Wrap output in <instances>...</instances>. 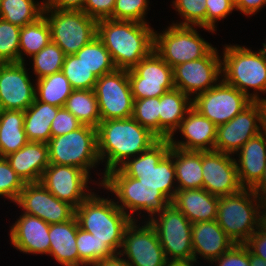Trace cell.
Masks as SVG:
<instances>
[{
    "label": "cell",
    "instance_id": "cell-43",
    "mask_svg": "<svg viewBox=\"0 0 266 266\" xmlns=\"http://www.w3.org/2000/svg\"><path fill=\"white\" fill-rule=\"evenodd\" d=\"M20 26L0 18V62H19Z\"/></svg>",
    "mask_w": 266,
    "mask_h": 266
},
{
    "label": "cell",
    "instance_id": "cell-37",
    "mask_svg": "<svg viewBox=\"0 0 266 266\" xmlns=\"http://www.w3.org/2000/svg\"><path fill=\"white\" fill-rule=\"evenodd\" d=\"M75 55L81 59L97 78L117 69L111 54L97 36L90 43L82 47Z\"/></svg>",
    "mask_w": 266,
    "mask_h": 266
},
{
    "label": "cell",
    "instance_id": "cell-47",
    "mask_svg": "<svg viewBox=\"0 0 266 266\" xmlns=\"http://www.w3.org/2000/svg\"><path fill=\"white\" fill-rule=\"evenodd\" d=\"M215 263V264H214ZM250 266L249 249L245 244H234L228 251L215 259L211 266Z\"/></svg>",
    "mask_w": 266,
    "mask_h": 266
},
{
    "label": "cell",
    "instance_id": "cell-17",
    "mask_svg": "<svg viewBox=\"0 0 266 266\" xmlns=\"http://www.w3.org/2000/svg\"><path fill=\"white\" fill-rule=\"evenodd\" d=\"M127 73L133 99L161 97L175 88L173 68L154 50Z\"/></svg>",
    "mask_w": 266,
    "mask_h": 266
},
{
    "label": "cell",
    "instance_id": "cell-45",
    "mask_svg": "<svg viewBox=\"0 0 266 266\" xmlns=\"http://www.w3.org/2000/svg\"><path fill=\"white\" fill-rule=\"evenodd\" d=\"M25 183L11 168L5 157H0V198L15 203Z\"/></svg>",
    "mask_w": 266,
    "mask_h": 266
},
{
    "label": "cell",
    "instance_id": "cell-52",
    "mask_svg": "<svg viewBox=\"0 0 266 266\" xmlns=\"http://www.w3.org/2000/svg\"><path fill=\"white\" fill-rule=\"evenodd\" d=\"M44 9L83 11L85 0H44Z\"/></svg>",
    "mask_w": 266,
    "mask_h": 266
},
{
    "label": "cell",
    "instance_id": "cell-28",
    "mask_svg": "<svg viewBox=\"0 0 266 266\" xmlns=\"http://www.w3.org/2000/svg\"><path fill=\"white\" fill-rule=\"evenodd\" d=\"M79 225L76 217L71 220L50 224V252L60 265L79 266V254L76 244V235Z\"/></svg>",
    "mask_w": 266,
    "mask_h": 266
},
{
    "label": "cell",
    "instance_id": "cell-40",
    "mask_svg": "<svg viewBox=\"0 0 266 266\" xmlns=\"http://www.w3.org/2000/svg\"><path fill=\"white\" fill-rule=\"evenodd\" d=\"M171 6L175 8L177 15L182 21L172 24L181 26H197L207 32L214 34L216 31L206 28V0H172Z\"/></svg>",
    "mask_w": 266,
    "mask_h": 266
},
{
    "label": "cell",
    "instance_id": "cell-36",
    "mask_svg": "<svg viewBox=\"0 0 266 266\" xmlns=\"http://www.w3.org/2000/svg\"><path fill=\"white\" fill-rule=\"evenodd\" d=\"M64 108L72 113L82 125L97 128L101 121L94 90H73Z\"/></svg>",
    "mask_w": 266,
    "mask_h": 266
},
{
    "label": "cell",
    "instance_id": "cell-5",
    "mask_svg": "<svg viewBox=\"0 0 266 266\" xmlns=\"http://www.w3.org/2000/svg\"><path fill=\"white\" fill-rule=\"evenodd\" d=\"M222 50V80L253 101H263L260 94H266V61L262 52L239 44H225Z\"/></svg>",
    "mask_w": 266,
    "mask_h": 266
},
{
    "label": "cell",
    "instance_id": "cell-24",
    "mask_svg": "<svg viewBox=\"0 0 266 266\" xmlns=\"http://www.w3.org/2000/svg\"><path fill=\"white\" fill-rule=\"evenodd\" d=\"M234 244L216 220L192 223L193 260L198 265V259L211 264Z\"/></svg>",
    "mask_w": 266,
    "mask_h": 266
},
{
    "label": "cell",
    "instance_id": "cell-4",
    "mask_svg": "<svg viewBox=\"0 0 266 266\" xmlns=\"http://www.w3.org/2000/svg\"><path fill=\"white\" fill-rule=\"evenodd\" d=\"M100 188L111 192V197L115 195L113 200L116 205L136 221H149L171 203L158 188L142 185L137 178L127 176L120 168L105 173Z\"/></svg>",
    "mask_w": 266,
    "mask_h": 266
},
{
    "label": "cell",
    "instance_id": "cell-21",
    "mask_svg": "<svg viewBox=\"0 0 266 266\" xmlns=\"http://www.w3.org/2000/svg\"><path fill=\"white\" fill-rule=\"evenodd\" d=\"M202 173L203 189L212 195H232L244 188L239 181L234 155L202 151Z\"/></svg>",
    "mask_w": 266,
    "mask_h": 266
},
{
    "label": "cell",
    "instance_id": "cell-13",
    "mask_svg": "<svg viewBox=\"0 0 266 266\" xmlns=\"http://www.w3.org/2000/svg\"><path fill=\"white\" fill-rule=\"evenodd\" d=\"M118 254L131 266H166L168 262L154 227L144 220H132L127 226Z\"/></svg>",
    "mask_w": 266,
    "mask_h": 266
},
{
    "label": "cell",
    "instance_id": "cell-22",
    "mask_svg": "<svg viewBox=\"0 0 266 266\" xmlns=\"http://www.w3.org/2000/svg\"><path fill=\"white\" fill-rule=\"evenodd\" d=\"M15 223L10 225L9 238L11 245L24 254L49 255L50 224L42 219L26 213H21Z\"/></svg>",
    "mask_w": 266,
    "mask_h": 266
},
{
    "label": "cell",
    "instance_id": "cell-8",
    "mask_svg": "<svg viewBox=\"0 0 266 266\" xmlns=\"http://www.w3.org/2000/svg\"><path fill=\"white\" fill-rule=\"evenodd\" d=\"M47 144L50 164L78 167L89 176L101 165L94 127L82 125L65 135L51 137Z\"/></svg>",
    "mask_w": 266,
    "mask_h": 266
},
{
    "label": "cell",
    "instance_id": "cell-31",
    "mask_svg": "<svg viewBox=\"0 0 266 266\" xmlns=\"http://www.w3.org/2000/svg\"><path fill=\"white\" fill-rule=\"evenodd\" d=\"M60 108L35 99L24 111V130L29 141L49 142L52 137L51 123Z\"/></svg>",
    "mask_w": 266,
    "mask_h": 266
},
{
    "label": "cell",
    "instance_id": "cell-7",
    "mask_svg": "<svg viewBox=\"0 0 266 266\" xmlns=\"http://www.w3.org/2000/svg\"><path fill=\"white\" fill-rule=\"evenodd\" d=\"M264 206L252 188H243L219 197L216 221L235 244H245L262 225Z\"/></svg>",
    "mask_w": 266,
    "mask_h": 266
},
{
    "label": "cell",
    "instance_id": "cell-11",
    "mask_svg": "<svg viewBox=\"0 0 266 266\" xmlns=\"http://www.w3.org/2000/svg\"><path fill=\"white\" fill-rule=\"evenodd\" d=\"M149 223L154 227L168 261L192 260V223L172 203Z\"/></svg>",
    "mask_w": 266,
    "mask_h": 266
},
{
    "label": "cell",
    "instance_id": "cell-16",
    "mask_svg": "<svg viewBox=\"0 0 266 266\" xmlns=\"http://www.w3.org/2000/svg\"><path fill=\"white\" fill-rule=\"evenodd\" d=\"M220 50L214 47L206 56L173 67V81L191 99L213 88L221 79Z\"/></svg>",
    "mask_w": 266,
    "mask_h": 266
},
{
    "label": "cell",
    "instance_id": "cell-18",
    "mask_svg": "<svg viewBox=\"0 0 266 266\" xmlns=\"http://www.w3.org/2000/svg\"><path fill=\"white\" fill-rule=\"evenodd\" d=\"M92 177L78 167L49 164L40 182L55 197L76 209L93 190L96 191L94 187L89 189L90 183L99 187Z\"/></svg>",
    "mask_w": 266,
    "mask_h": 266
},
{
    "label": "cell",
    "instance_id": "cell-59",
    "mask_svg": "<svg viewBox=\"0 0 266 266\" xmlns=\"http://www.w3.org/2000/svg\"><path fill=\"white\" fill-rule=\"evenodd\" d=\"M263 54V56H264V58H265V61H266V53H262Z\"/></svg>",
    "mask_w": 266,
    "mask_h": 266
},
{
    "label": "cell",
    "instance_id": "cell-51",
    "mask_svg": "<svg viewBox=\"0 0 266 266\" xmlns=\"http://www.w3.org/2000/svg\"><path fill=\"white\" fill-rule=\"evenodd\" d=\"M266 7V0H236L235 9L240 11L247 17L256 15L257 12L262 11L261 9Z\"/></svg>",
    "mask_w": 266,
    "mask_h": 266
},
{
    "label": "cell",
    "instance_id": "cell-53",
    "mask_svg": "<svg viewBox=\"0 0 266 266\" xmlns=\"http://www.w3.org/2000/svg\"><path fill=\"white\" fill-rule=\"evenodd\" d=\"M93 266H131L126 259L121 257L119 254H115L110 258L100 260Z\"/></svg>",
    "mask_w": 266,
    "mask_h": 266
},
{
    "label": "cell",
    "instance_id": "cell-26",
    "mask_svg": "<svg viewBox=\"0 0 266 266\" xmlns=\"http://www.w3.org/2000/svg\"><path fill=\"white\" fill-rule=\"evenodd\" d=\"M5 158L24 183L40 182L50 164L48 144L42 142L29 141L20 150Z\"/></svg>",
    "mask_w": 266,
    "mask_h": 266
},
{
    "label": "cell",
    "instance_id": "cell-38",
    "mask_svg": "<svg viewBox=\"0 0 266 266\" xmlns=\"http://www.w3.org/2000/svg\"><path fill=\"white\" fill-rule=\"evenodd\" d=\"M76 244L79 254V266H93L100 260L110 258L115 253L104 243L83 229H77Z\"/></svg>",
    "mask_w": 266,
    "mask_h": 266
},
{
    "label": "cell",
    "instance_id": "cell-29",
    "mask_svg": "<svg viewBox=\"0 0 266 266\" xmlns=\"http://www.w3.org/2000/svg\"><path fill=\"white\" fill-rule=\"evenodd\" d=\"M191 108L192 99L180 89L164 93L160 97V139H169Z\"/></svg>",
    "mask_w": 266,
    "mask_h": 266
},
{
    "label": "cell",
    "instance_id": "cell-49",
    "mask_svg": "<svg viewBox=\"0 0 266 266\" xmlns=\"http://www.w3.org/2000/svg\"><path fill=\"white\" fill-rule=\"evenodd\" d=\"M116 0H85L83 11L95 20L112 19Z\"/></svg>",
    "mask_w": 266,
    "mask_h": 266
},
{
    "label": "cell",
    "instance_id": "cell-39",
    "mask_svg": "<svg viewBox=\"0 0 266 266\" xmlns=\"http://www.w3.org/2000/svg\"><path fill=\"white\" fill-rule=\"evenodd\" d=\"M65 54L62 49L52 41L42 48L37 54L29 59V65L32 64V75L35 80L52 75L62 70Z\"/></svg>",
    "mask_w": 266,
    "mask_h": 266
},
{
    "label": "cell",
    "instance_id": "cell-48",
    "mask_svg": "<svg viewBox=\"0 0 266 266\" xmlns=\"http://www.w3.org/2000/svg\"><path fill=\"white\" fill-rule=\"evenodd\" d=\"M81 126L82 123L72 113L61 107L51 123V134L52 137L65 135Z\"/></svg>",
    "mask_w": 266,
    "mask_h": 266
},
{
    "label": "cell",
    "instance_id": "cell-23",
    "mask_svg": "<svg viewBox=\"0 0 266 266\" xmlns=\"http://www.w3.org/2000/svg\"><path fill=\"white\" fill-rule=\"evenodd\" d=\"M217 126L206 117L191 108L180 127L169 138L171 146L185 151H213ZM181 134V140L174 136Z\"/></svg>",
    "mask_w": 266,
    "mask_h": 266
},
{
    "label": "cell",
    "instance_id": "cell-50",
    "mask_svg": "<svg viewBox=\"0 0 266 266\" xmlns=\"http://www.w3.org/2000/svg\"><path fill=\"white\" fill-rule=\"evenodd\" d=\"M249 251L266 261V228L261 225L245 243Z\"/></svg>",
    "mask_w": 266,
    "mask_h": 266
},
{
    "label": "cell",
    "instance_id": "cell-34",
    "mask_svg": "<svg viewBox=\"0 0 266 266\" xmlns=\"http://www.w3.org/2000/svg\"><path fill=\"white\" fill-rule=\"evenodd\" d=\"M1 0L0 18L23 27L36 21L43 15L44 0Z\"/></svg>",
    "mask_w": 266,
    "mask_h": 266
},
{
    "label": "cell",
    "instance_id": "cell-32",
    "mask_svg": "<svg viewBox=\"0 0 266 266\" xmlns=\"http://www.w3.org/2000/svg\"><path fill=\"white\" fill-rule=\"evenodd\" d=\"M28 142L24 130V111L1 110L0 157L20 150Z\"/></svg>",
    "mask_w": 266,
    "mask_h": 266
},
{
    "label": "cell",
    "instance_id": "cell-2",
    "mask_svg": "<svg viewBox=\"0 0 266 266\" xmlns=\"http://www.w3.org/2000/svg\"><path fill=\"white\" fill-rule=\"evenodd\" d=\"M136 21L101 19L97 37L111 54L117 69H132L154 50L155 30Z\"/></svg>",
    "mask_w": 266,
    "mask_h": 266
},
{
    "label": "cell",
    "instance_id": "cell-20",
    "mask_svg": "<svg viewBox=\"0 0 266 266\" xmlns=\"http://www.w3.org/2000/svg\"><path fill=\"white\" fill-rule=\"evenodd\" d=\"M15 205L22 213L36 216L48 224L69 221L75 216V208L55 197L41 182L25 183Z\"/></svg>",
    "mask_w": 266,
    "mask_h": 266
},
{
    "label": "cell",
    "instance_id": "cell-15",
    "mask_svg": "<svg viewBox=\"0 0 266 266\" xmlns=\"http://www.w3.org/2000/svg\"><path fill=\"white\" fill-rule=\"evenodd\" d=\"M264 129L263 102L253 101L233 119L217 126L214 150L234 155L249 139Z\"/></svg>",
    "mask_w": 266,
    "mask_h": 266
},
{
    "label": "cell",
    "instance_id": "cell-27",
    "mask_svg": "<svg viewBox=\"0 0 266 266\" xmlns=\"http://www.w3.org/2000/svg\"><path fill=\"white\" fill-rule=\"evenodd\" d=\"M171 203L191 223L217 219L219 197L203 188L177 190Z\"/></svg>",
    "mask_w": 266,
    "mask_h": 266
},
{
    "label": "cell",
    "instance_id": "cell-10",
    "mask_svg": "<svg viewBox=\"0 0 266 266\" xmlns=\"http://www.w3.org/2000/svg\"><path fill=\"white\" fill-rule=\"evenodd\" d=\"M51 40L65 55L76 54L97 36V20L84 11L44 9Z\"/></svg>",
    "mask_w": 266,
    "mask_h": 266
},
{
    "label": "cell",
    "instance_id": "cell-12",
    "mask_svg": "<svg viewBox=\"0 0 266 266\" xmlns=\"http://www.w3.org/2000/svg\"><path fill=\"white\" fill-rule=\"evenodd\" d=\"M253 100L222 79L211 89L192 99V108L216 126L227 123Z\"/></svg>",
    "mask_w": 266,
    "mask_h": 266
},
{
    "label": "cell",
    "instance_id": "cell-19",
    "mask_svg": "<svg viewBox=\"0 0 266 266\" xmlns=\"http://www.w3.org/2000/svg\"><path fill=\"white\" fill-rule=\"evenodd\" d=\"M26 65V62L0 65L1 110L25 111L35 101L36 80Z\"/></svg>",
    "mask_w": 266,
    "mask_h": 266
},
{
    "label": "cell",
    "instance_id": "cell-55",
    "mask_svg": "<svg viewBox=\"0 0 266 266\" xmlns=\"http://www.w3.org/2000/svg\"><path fill=\"white\" fill-rule=\"evenodd\" d=\"M195 260L168 261L166 266H197Z\"/></svg>",
    "mask_w": 266,
    "mask_h": 266
},
{
    "label": "cell",
    "instance_id": "cell-33",
    "mask_svg": "<svg viewBox=\"0 0 266 266\" xmlns=\"http://www.w3.org/2000/svg\"><path fill=\"white\" fill-rule=\"evenodd\" d=\"M51 41L50 27L44 14L36 21L21 27L19 62L27 63L25 56L30 59Z\"/></svg>",
    "mask_w": 266,
    "mask_h": 266
},
{
    "label": "cell",
    "instance_id": "cell-41",
    "mask_svg": "<svg viewBox=\"0 0 266 266\" xmlns=\"http://www.w3.org/2000/svg\"><path fill=\"white\" fill-rule=\"evenodd\" d=\"M61 71L73 90H94L98 78L75 54L65 56Z\"/></svg>",
    "mask_w": 266,
    "mask_h": 266
},
{
    "label": "cell",
    "instance_id": "cell-57",
    "mask_svg": "<svg viewBox=\"0 0 266 266\" xmlns=\"http://www.w3.org/2000/svg\"><path fill=\"white\" fill-rule=\"evenodd\" d=\"M262 225L266 228V205L264 206V209H263Z\"/></svg>",
    "mask_w": 266,
    "mask_h": 266
},
{
    "label": "cell",
    "instance_id": "cell-58",
    "mask_svg": "<svg viewBox=\"0 0 266 266\" xmlns=\"http://www.w3.org/2000/svg\"><path fill=\"white\" fill-rule=\"evenodd\" d=\"M262 45H263V48L258 49V50H260L262 53H266V38H265V43H262Z\"/></svg>",
    "mask_w": 266,
    "mask_h": 266
},
{
    "label": "cell",
    "instance_id": "cell-44",
    "mask_svg": "<svg viewBox=\"0 0 266 266\" xmlns=\"http://www.w3.org/2000/svg\"><path fill=\"white\" fill-rule=\"evenodd\" d=\"M149 0H116L112 20L136 21L149 24L147 14ZM148 21V22H147Z\"/></svg>",
    "mask_w": 266,
    "mask_h": 266
},
{
    "label": "cell",
    "instance_id": "cell-1",
    "mask_svg": "<svg viewBox=\"0 0 266 266\" xmlns=\"http://www.w3.org/2000/svg\"><path fill=\"white\" fill-rule=\"evenodd\" d=\"M96 129L98 156L105 167L102 174L97 172L98 176H102L97 180L99 186L105 173L147 151L159 140L132 117L100 121Z\"/></svg>",
    "mask_w": 266,
    "mask_h": 266
},
{
    "label": "cell",
    "instance_id": "cell-30",
    "mask_svg": "<svg viewBox=\"0 0 266 266\" xmlns=\"http://www.w3.org/2000/svg\"><path fill=\"white\" fill-rule=\"evenodd\" d=\"M178 190L203 188L202 151H185L170 147Z\"/></svg>",
    "mask_w": 266,
    "mask_h": 266
},
{
    "label": "cell",
    "instance_id": "cell-35",
    "mask_svg": "<svg viewBox=\"0 0 266 266\" xmlns=\"http://www.w3.org/2000/svg\"><path fill=\"white\" fill-rule=\"evenodd\" d=\"M35 99L57 107H64L73 91L62 71L36 80Z\"/></svg>",
    "mask_w": 266,
    "mask_h": 266
},
{
    "label": "cell",
    "instance_id": "cell-56",
    "mask_svg": "<svg viewBox=\"0 0 266 266\" xmlns=\"http://www.w3.org/2000/svg\"><path fill=\"white\" fill-rule=\"evenodd\" d=\"M250 266H266V261L263 258L253 255L249 251Z\"/></svg>",
    "mask_w": 266,
    "mask_h": 266
},
{
    "label": "cell",
    "instance_id": "cell-9",
    "mask_svg": "<svg viewBox=\"0 0 266 266\" xmlns=\"http://www.w3.org/2000/svg\"><path fill=\"white\" fill-rule=\"evenodd\" d=\"M213 45L197 31V26L169 23L163 31L154 33V51L172 68L184 62L206 56Z\"/></svg>",
    "mask_w": 266,
    "mask_h": 266
},
{
    "label": "cell",
    "instance_id": "cell-25",
    "mask_svg": "<svg viewBox=\"0 0 266 266\" xmlns=\"http://www.w3.org/2000/svg\"><path fill=\"white\" fill-rule=\"evenodd\" d=\"M234 156L241 185L253 188L266 168V129L249 139Z\"/></svg>",
    "mask_w": 266,
    "mask_h": 266
},
{
    "label": "cell",
    "instance_id": "cell-42",
    "mask_svg": "<svg viewBox=\"0 0 266 266\" xmlns=\"http://www.w3.org/2000/svg\"><path fill=\"white\" fill-rule=\"evenodd\" d=\"M160 97L134 99L132 118L160 139Z\"/></svg>",
    "mask_w": 266,
    "mask_h": 266
},
{
    "label": "cell",
    "instance_id": "cell-46",
    "mask_svg": "<svg viewBox=\"0 0 266 266\" xmlns=\"http://www.w3.org/2000/svg\"><path fill=\"white\" fill-rule=\"evenodd\" d=\"M236 11L233 0H206V28L217 33V24Z\"/></svg>",
    "mask_w": 266,
    "mask_h": 266
},
{
    "label": "cell",
    "instance_id": "cell-54",
    "mask_svg": "<svg viewBox=\"0 0 266 266\" xmlns=\"http://www.w3.org/2000/svg\"><path fill=\"white\" fill-rule=\"evenodd\" d=\"M252 191L259 197V199L266 205V168L262 178L252 188Z\"/></svg>",
    "mask_w": 266,
    "mask_h": 266
},
{
    "label": "cell",
    "instance_id": "cell-14",
    "mask_svg": "<svg viewBox=\"0 0 266 266\" xmlns=\"http://www.w3.org/2000/svg\"><path fill=\"white\" fill-rule=\"evenodd\" d=\"M94 92L101 121L132 117L133 96L127 70L116 69L98 78Z\"/></svg>",
    "mask_w": 266,
    "mask_h": 266
},
{
    "label": "cell",
    "instance_id": "cell-3",
    "mask_svg": "<svg viewBox=\"0 0 266 266\" xmlns=\"http://www.w3.org/2000/svg\"><path fill=\"white\" fill-rule=\"evenodd\" d=\"M75 217L79 228L91 233L118 254L124 232L132 219L109 197L92 192L76 209Z\"/></svg>",
    "mask_w": 266,
    "mask_h": 266
},
{
    "label": "cell",
    "instance_id": "cell-6",
    "mask_svg": "<svg viewBox=\"0 0 266 266\" xmlns=\"http://www.w3.org/2000/svg\"><path fill=\"white\" fill-rule=\"evenodd\" d=\"M170 147L169 139H159L147 151L128 159L119 168L142 185L158 188L172 202L178 187L173 157L168 153Z\"/></svg>",
    "mask_w": 266,
    "mask_h": 266
}]
</instances>
